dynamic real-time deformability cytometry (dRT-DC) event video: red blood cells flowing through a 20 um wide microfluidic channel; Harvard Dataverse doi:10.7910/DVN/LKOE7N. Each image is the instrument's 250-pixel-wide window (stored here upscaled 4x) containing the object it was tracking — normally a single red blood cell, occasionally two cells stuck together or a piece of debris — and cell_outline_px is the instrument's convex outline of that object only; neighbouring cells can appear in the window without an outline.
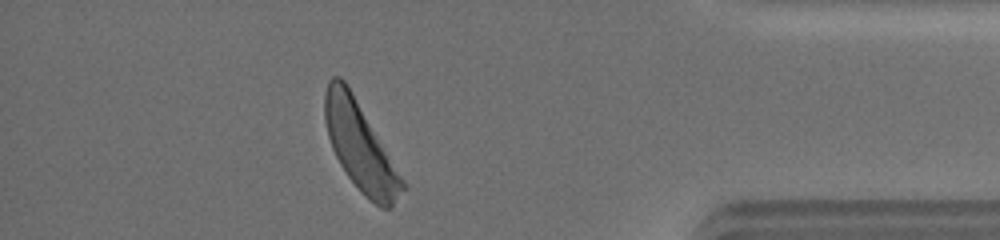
{"species": "human", "species_latin": "Homo sapiens", "temperature_condition": "warm", "stored_images_in_passage": 33, "camera_frame_rate_fps": 3000, "um_per_image_px": 0.085, "donor": {"sex": "male"}, "frame": {"image": 1, "passage_image": 29, "time_ms": 11.667, "image_size_px": [1000, 240], "cell_outline_px": [[404, 188], [392, 208], [380, 208], [364, 196], [360, 192], [348, 176], [340, 164], [332, 148], [328, 136], [324, 120], [324, 92], [328, 80], [332, 76], [340, 76], [344, 80], [352, 92], [404, 184]], "centroid_in_image_um": [30.54, 12.44], "position_along_channel_um": 404.7, "area_um2": 38.55}, "authors_computed_cell_mechanics": {"area_um2": 39.304, "velocity_mm_per_s": 3.95, "shape_relaxation_time_tau1_ms": 1.9985, "shape_relaxation_time_tau2_ms": null, "deformation_change_tau1": 0.1341, "deformation_change_tau2": null}}